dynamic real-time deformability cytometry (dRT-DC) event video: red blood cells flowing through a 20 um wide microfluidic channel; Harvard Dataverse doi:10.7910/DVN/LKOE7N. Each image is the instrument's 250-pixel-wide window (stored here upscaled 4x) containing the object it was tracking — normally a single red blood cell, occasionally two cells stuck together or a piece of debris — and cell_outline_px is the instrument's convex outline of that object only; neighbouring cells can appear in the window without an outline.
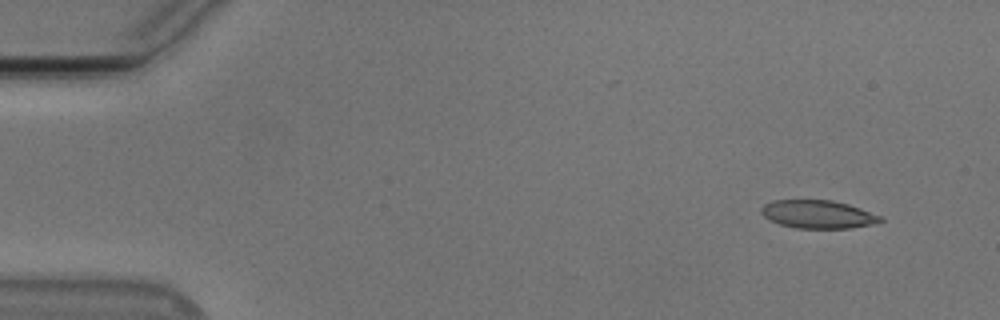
{"species": "Egyptian fruit bat (a non-hibernating species)", "species_latin": "Rousettus aegyptiacus", "temperature_condition": "cold", "stored_images_in_passage": 12, "camera_frame_rate_fps": 3000, "um_per_image_px": 0.085, "animal": {"sex": "male"}, "frame": {"image": 1, "passage_image": 1, "time_ms": 0.0, "image_size_px": [1000, 320], "cell_outline_px": [[884, 220], [876, 224], [852, 228], [796, 228], [780, 224], [764, 216], [760, 212], [760, 208], [764, 204], [772, 200], [832, 200], [848, 204], [884, 216]], "centroid_in_image_um": [69.58, 18.21], "position_along_channel_um": 15.4, "area_um2": 19.71}}